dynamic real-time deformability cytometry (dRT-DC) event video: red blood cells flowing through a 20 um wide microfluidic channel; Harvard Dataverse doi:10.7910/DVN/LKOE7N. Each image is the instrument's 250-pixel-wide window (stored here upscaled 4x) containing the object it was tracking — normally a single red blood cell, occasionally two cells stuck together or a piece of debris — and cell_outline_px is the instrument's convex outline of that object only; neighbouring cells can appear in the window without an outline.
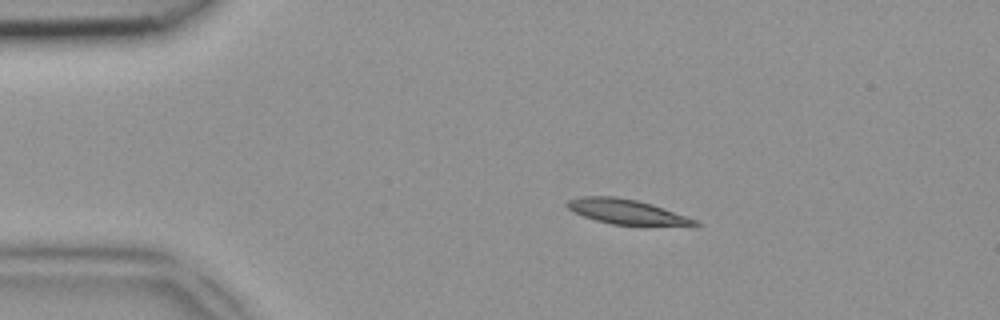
{"species": "common noctule bat (a hibernating species)", "species_latin": "Nyctalus noctula", "temperature_condition": "room temperature", "stored_images_in_passage": 46, "camera_frame_rate_fps": 3000, "um_per_image_px": 0.085, "animal": {"sex": "female", "body_mass_g": 18.4}, "frame": {"image": 1, "passage_image": 8, "time_ms": 2.333, "image_size_px": [1000, 320], "cell_outline_px": [[700, 224], [612, 224], [596, 220], [584, 216], [568, 208], [564, 204], [568, 200], [580, 196], [616, 196], [636, 200], [652, 204], [696, 220]], "centroid_in_image_um": [53.12, 17.95], "position_along_channel_um": 31.9, "area_um2": 17.69}}
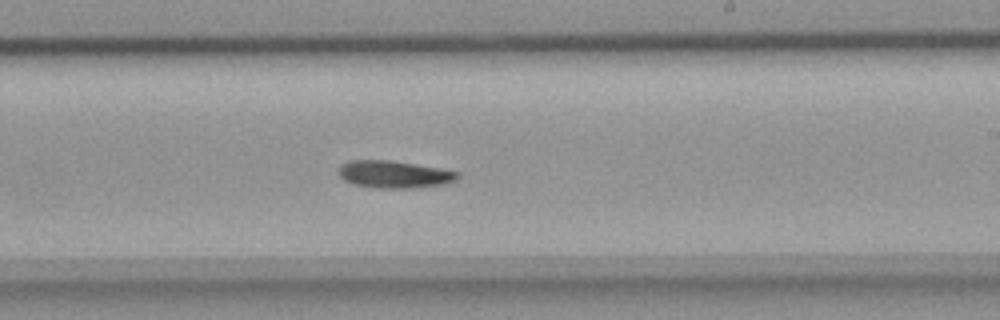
{"frame": {"image": 2, "passage_image": 27, "time_ms": 8.667, "image_size_px": [1000, 320], "cell_outline_px": [[460, 176], [456, 180], [444, 184], [412, 188], [376, 188], [356, 184], [344, 180], [336, 172], [340, 164], [348, 160], [388, 160], [444, 168], [460, 172]], "centroid_in_image_um": [33.51, 14.81], "position_along_channel_um": 255.5, "area_um2": 19.19}}
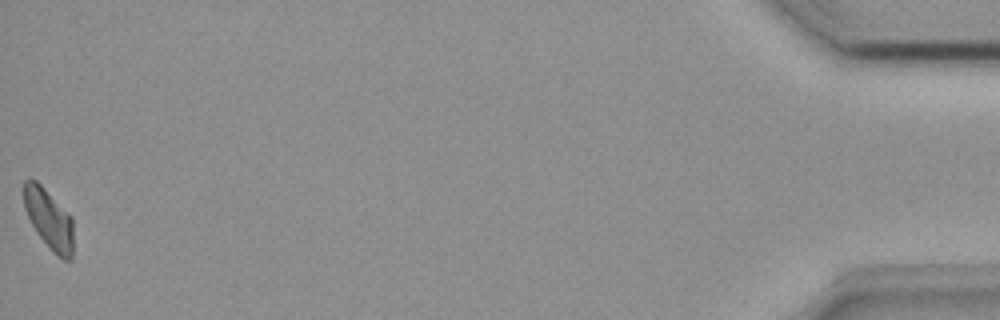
{"frame": {"image": 3, "passage_image": 46, "time_ms": 15.0, "image_size_px": [1000, 320], "cell_outline_px": [[72, 260], [64, 260], [52, 252], [36, 232], [24, 208], [20, 188], [24, 180], [28, 176], [36, 180], [72, 216]], "centroid_in_image_um": [4.1, 18.56], "position_along_channel_um": 431.1, "area_um2": 17.74}}